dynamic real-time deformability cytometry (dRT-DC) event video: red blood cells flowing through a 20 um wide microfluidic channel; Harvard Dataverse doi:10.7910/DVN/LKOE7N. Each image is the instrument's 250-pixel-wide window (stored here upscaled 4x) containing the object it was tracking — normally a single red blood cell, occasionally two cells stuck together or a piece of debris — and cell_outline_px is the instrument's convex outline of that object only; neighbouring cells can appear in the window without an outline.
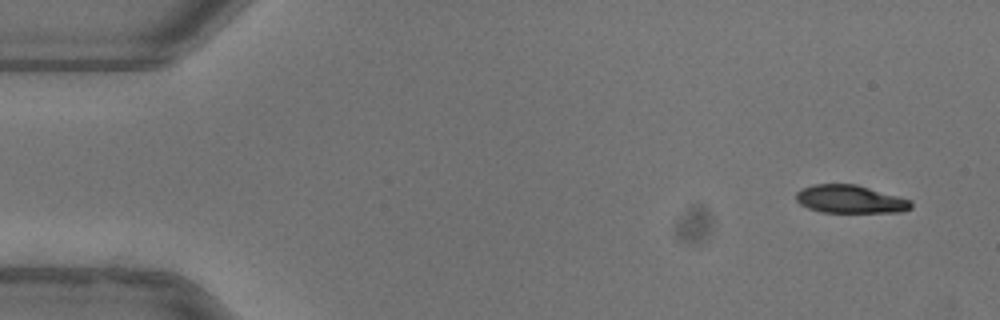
{"species": "common noctule bat (a hibernating species)", "species_latin": "Nyctalus noctula", "temperature_condition": "warm", "stored_images_in_passage": 51, "camera_frame_rate_fps": 3000, "um_per_image_px": 0.085, "animal": {"sex": "female"}, "frame": {"image": 1, "passage_image": 1, "time_ms": 0.0, "image_size_px": [1000, 320], "cell_outline_px": [[912, 208], [900, 212], [820, 212], [808, 208], [800, 204], [796, 200], [796, 192], [800, 188], [812, 184], [856, 184], [896, 196], [908, 200], [912, 204]], "centroid_in_image_um": [72.19, 16.93], "position_along_channel_um": 12.8, "area_um2": 18.67}}
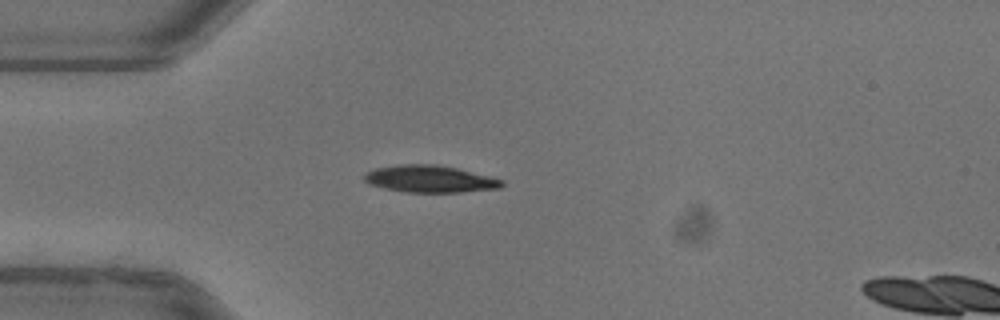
{"frame": {"image": 2, "passage_image": 12, "time_ms": 3.667, "image_size_px": [1000, 320], "cell_outline_px": [[504, 184], [500, 188], [460, 192], [408, 192], [384, 188], [368, 184], [364, 180], [364, 176], [372, 168], [400, 164], [436, 164], [456, 168], [504, 180]], "centroid_in_image_um": [36.51, 15.2], "position_along_channel_um": 48.5, "area_um2": 21.62}}